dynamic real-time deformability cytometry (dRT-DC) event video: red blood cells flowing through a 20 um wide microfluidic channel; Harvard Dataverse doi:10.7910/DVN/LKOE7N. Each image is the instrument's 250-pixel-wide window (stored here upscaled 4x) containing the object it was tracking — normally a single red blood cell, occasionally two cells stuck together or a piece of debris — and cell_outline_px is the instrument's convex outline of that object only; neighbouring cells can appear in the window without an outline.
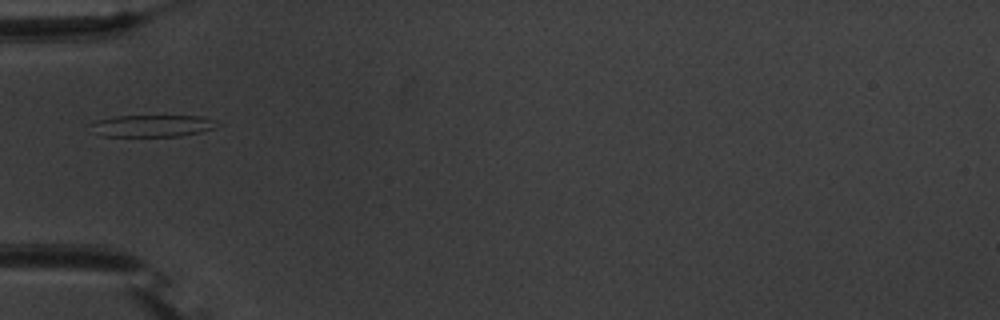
{"species": "common noctule bat (a hibernating species)", "species_latin": "Nyctalus noctula", "temperature_condition": "warm", "stored_images_in_passage": 37, "camera_frame_rate_fps": 3000, "um_per_image_px": 0.085, "animal": {"sex": "male", "body_mass_g": 20.1, "forearm_length_mm": 53.5}, "frame": {"image": 1, "passage_image": 1, "time_ms": 0.0, "image_size_px": [1000, 320], "cell_outline_px": [[216, 128], [200, 132], [180, 136], [100, 136], [88, 124], [96, 120], [116, 116], [204, 116], [216, 120]], "centroid_in_image_um": [12.94, 10.69], "position_along_channel_um": 72.1, "area_um2": 16.18}}
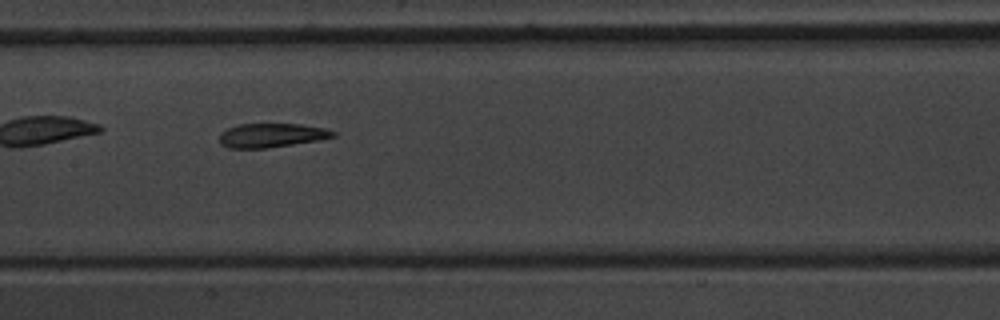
{"frame": {"image": 2, "passage_image": 10, "time_ms": 3.0, "image_size_px": [1000, 320], "cell_outline_px": [[336, 136], [320, 140], [268, 148], [228, 148], [220, 144], [220, 132], [236, 124], [300, 124], [324, 128], [336, 132]], "centroid_in_image_um": [23.07, 11.5], "position_along_channel_um": 184.3, "area_um2": 16.01}}
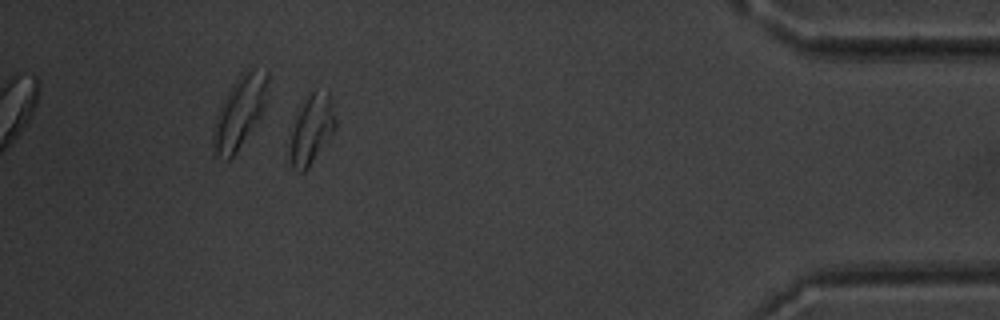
{"frame": {"image": 3, "passage_image": 32, "time_ms": 10.333, "image_size_px": [1000, 320], "cell_outline_px": [[336, 128], [308, 168], [304, 172], [296, 172], [292, 168], [288, 152], [292, 132], [300, 100], [316, 88], [328, 88], [332, 100], [336, 120]], "centroid_in_image_um": [26.48, 10.91], "position_along_channel_um": 408.7, "area_um2": 19.13}, "authors_computed_cell_mechanics": {"area_um2": 16.9932, "velocity_mm_per_s": 3.7178, "shape_relaxation_time_tau1_ms": 5.7036, "shape_relaxation_time_tau2_ms": 2.4408, "deformation_change_tau1": 0.1921, "deformation_change_tau2": 0.0882}}